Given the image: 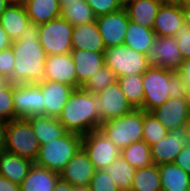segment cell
<instances>
[{
  "label": "cell",
  "instance_id": "obj_1",
  "mask_svg": "<svg viewBox=\"0 0 190 191\" xmlns=\"http://www.w3.org/2000/svg\"><path fill=\"white\" fill-rule=\"evenodd\" d=\"M38 33L39 25L30 23L22 36L11 44L15 55L13 84L43 80L47 55L39 42Z\"/></svg>",
  "mask_w": 190,
  "mask_h": 191
},
{
  "label": "cell",
  "instance_id": "obj_2",
  "mask_svg": "<svg viewBox=\"0 0 190 191\" xmlns=\"http://www.w3.org/2000/svg\"><path fill=\"white\" fill-rule=\"evenodd\" d=\"M101 102L97 95L88 92L82 87L75 88L58 121L64 126L67 132L80 135L99 129Z\"/></svg>",
  "mask_w": 190,
  "mask_h": 191
},
{
  "label": "cell",
  "instance_id": "obj_3",
  "mask_svg": "<svg viewBox=\"0 0 190 191\" xmlns=\"http://www.w3.org/2000/svg\"><path fill=\"white\" fill-rule=\"evenodd\" d=\"M144 88L143 105L140 109L151 112L169 98L185 97V81L177 71L150 66L142 74Z\"/></svg>",
  "mask_w": 190,
  "mask_h": 191
},
{
  "label": "cell",
  "instance_id": "obj_4",
  "mask_svg": "<svg viewBox=\"0 0 190 191\" xmlns=\"http://www.w3.org/2000/svg\"><path fill=\"white\" fill-rule=\"evenodd\" d=\"M81 147L82 135L66 132L60 138L41 145L34 163L60 173Z\"/></svg>",
  "mask_w": 190,
  "mask_h": 191
},
{
  "label": "cell",
  "instance_id": "obj_5",
  "mask_svg": "<svg viewBox=\"0 0 190 191\" xmlns=\"http://www.w3.org/2000/svg\"><path fill=\"white\" fill-rule=\"evenodd\" d=\"M143 109L103 122L99 129L120 149L142 140Z\"/></svg>",
  "mask_w": 190,
  "mask_h": 191
},
{
  "label": "cell",
  "instance_id": "obj_6",
  "mask_svg": "<svg viewBox=\"0 0 190 191\" xmlns=\"http://www.w3.org/2000/svg\"><path fill=\"white\" fill-rule=\"evenodd\" d=\"M40 144L27 119H14L6 123L5 151L35 162Z\"/></svg>",
  "mask_w": 190,
  "mask_h": 191
},
{
  "label": "cell",
  "instance_id": "obj_7",
  "mask_svg": "<svg viewBox=\"0 0 190 191\" xmlns=\"http://www.w3.org/2000/svg\"><path fill=\"white\" fill-rule=\"evenodd\" d=\"M73 27L62 17L39 25V42L47 56L71 52Z\"/></svg>",
  "mask_w": 190,
  "mask_h": 191
},
{
  "label": "cell",
  "instance_id": "obj_8",
  "mask_svg": "<svg viewBox=\"0 0 190 191\" xmlns=\"http://www.w3.org/2000/svg\"><path fill=\"white\" fill-rule=\"evenodd\" d=\"M104 65L111 69L117 78L143 74L150 66L147 55L129 47L118 45L104 51Z\"/></svg>",
  "mask_w": 190,
  "mask_h": 191
},
{
  "label": "cell",
  "instance_id": "obj_9",
  "mask_svg": "<svg viewBox=\"0 0 190 191\" xmlns=\"http://www.w3.org/2000/svg\"><path fill=\"white\" fill-rule=\"evenodd\" d=\"M82 148L95 170H103L121 156V150L100 130L82 136Z\"/></svg>",
  "mask_w": 190,
  "mask_h": 191
},
{
  "label": "cell",
  "instance_id": "obj_10",
  "mask_svg": "<svg viewBox=\"0 0 190 191\" xmlns=\"http://www.w3.org/2000/svg\"><path fill=\"white\" fill-rule=\"evenodd\" d=\"M42 90L38 83L13 84L15 119L45 116Z\"/></svg>",
  "mask_w": 190,
  "mask_h": 191
},
{
  "label": "cell",
  "instance_id": "obj_11",
  "mask_svg": "<svg viewBox=\"0 0 190 191\" xmlns=\"http://www.w3.org/2000/svg\"><path fill=\"white\" fill-rule=\"evenodd\" d=\"M175 37L156 36L150 47L147 58L149 66H157L177 71L183 61L181 51Z\"/></svg>",
  "mask_w": 190,
  "mask_h": 191
},
{
  "label": "cell",
  "instance_id": "obj_12",
  "mask_svg": "<svg viewBox=\"0 0 190 191\" xmlns=\"http://www.w3.org/2000/svg\"><path fill=\"white\" fill-rule=\"evenodd\" d=\"M105 48L123 45L130 22L125 8L96 18Z\"/></svg>",
  "mask_w": 190,
  "mask_h": 191
},
{
  "label": "cell",
  "instance_id": "obj_13",
  "mask_svg": "<svg viewBox=\"0 0 190 191\" xmlns=\"http://www.w3.org/2000/svg\"><path fill=\"white\" fill-rule=\"evenodd\" d=\"M190 142L187 127L170 131L164 138L151 146V158L153 164L173 163L184 146Z\"/></svg>",
  "mask_w": 190,
  "mask_h": 191
},
{
  "label": "cell",
  "instance_id": "obj_14",
  "mask_svg": "<svg viewBox=\"0 0 190 191\" xmlns=\"http://www.w3.org/2000/svg\"><path fill=\"white\" fill-rule=\"evenodd\" d=\"M151 113L169 132L186 127L190 120V108L185 97L169 98Z\"/></svg>",
  "mask_w": 190,
  "mask_h": 191
},
{
  "label": "cell",
  "instance_id": "obj_15",
  "mask_svg": "<svg viewBox=\"0 0 190 191\" xmlns=\"http://www.w3.org/2000/svg\"><path fill=\"white\" fill-rule=\"evenodd\" d=\"M97 96L101 102V123L121 117L134 109L127 101L118 81L108 86L105 90L97 94Z\"/></svg>",
  "mask_w": 190,
  "mask_h": 191
},
{
  "label": "cell",
  "instance_id": "obj_16",
  "mask_svg": "<svg viewBox=\"0 0 190 191\" xmlns=\"http://www.w3.org/2000/svg\"><path fill=\"white\" fill-rule=\"evenodd\" d=\"M188 18V10L179 4L163 3L158 10L152 30L156 36L174 37Z\"/></svg>",
  "mask_w": 190,
  "mask_h": 191
},
{
  "label": "cell",
  "instance_id": "obj_17",
  "mask_svg": "<svg viewBox=\"0 0 190 191\" xmlns=\"http://www.w3.org/2000/svg\"><path fill=\"white\" fill-rule=\"evenodd\" d=\"M95 168L88 158L87 153L81 147L73 158L59 173L60 179L72 186H89L94 175Z\"/></svg>",
  "mask_w": 190,
  "mask_h": 191
},
{
  "label": "cell",
  "instance_id": "obj_18",
  "mask_svg": "<svg viewBox=\"0 0 190 191\" xmlns=\"http://www.w3.org/2000/svg\"><path fill=\"white\" fill-rule=\"evenodd\" d=\"M37 83L41 86L43 93L42 100L45 107V116L58 118L75 88L49 80H42Z\"/></svg>",
  "mask_w": 190,
  "mask_h": 191
},
{
  "label": "cell",
  "instance_id": "obj_19",
  "mask_svg": "<svg viewBox=\"0 0 190 191\" xmlns=\"http://www.w3.org/2000/svg\"><path fill=\"white\" fill-rule=\"evenodd\" d=\"M43 80L64 83L76 88L75 64L71 54L47 56Z\"/></svg>",
  "mask_w": 190,
  "mask_h": 191
},
{
  "label": "cell",
  "instance_id": "obj_20",
  "mask_svg": "<svg viewBox=\"0 0 190 191\" xmlns=\"http://www.w3.org/2000/svg\"><path fill=\"white\" fill-rule=\"evenodd\" d=\"M75 64L76 88L82 87L88 79L104 66V52L71 50Z\"/></svg>",
  "mask_w": 190,
  "mask_h": 191
},
{
  "label": "cell",
  "instance_id": "obj_21",
  "mask_svg": "<svg viewBox=\"0 0 190 191\" xmlns=\"http://www.w3.org/2000/svg\"><path fill=\"white\" fill-rule=\"evenodd\" d=\"M72 50L104 52L106 50L96 21L73 27Z\"/></svg>",
  "mask_w": 190,
  "mask_h": 191
},
{
  "label": "cell",
  "instance_id": "obj_22",
  "mask_svg": "<svg viewBox=\"0 0 190 191\" xmlns=\"http://www.w3.org/2000/svg\"><path fill=\"white\" fill-rule=\"evenodd\" d=\"M162 4L161 0H130L123 7L131 22L152 29Z\"/></svg>",
  "mask_w": 190,
  "mask_h": 191
},
{
  "label": "cell",
  "instance_id": "obj_23",
  "mask_svg": "<svg viewBox=\"0 0 190 191\" xmlns=\"http://www.w3.org/2000/svg\"><path fill=\"white\" fill-rule=\"evenodd\" d=\"M0 23L10 40H18L31 21L28 18L24 5L9 4L0 15Z\"/></svg>",
  "mask_w": 190,
  "mask_h": 191
},
{
  "label": "cell",
  "instance_id": "obj_24",
  "mask_svg": "<svg viewBox=\"0 0 190 191\" xmlns=\"http://www.w3.org/2000/svg\"><path fill=\"white\" fill-rule=\"evenodd\" d=\"M59 179V173L33 163L20 184V191H53Z\"/></svg>",
  "mask_w": 190,
  "mask_h": 191
},
{
  "label": "cell",
  "instance_id": "obj_25",
  "mask_svg": "<svg viewBox=\"0 0 190 191\" xmlns=\"http://www.w3.org/2000/svg\"><path fill=\"white\" fill-rule=\"evenodd\" d=\"M33 163L31 160L4 151L0 153V175L20 185Z\"/></svg>",
  "mask_w": 190,
  "mask_h": 191
},
{
  "label": "cell",
  "instance_id": "obj_26",
  "mask_svg": "<svg viewBox=\"0 0 190 191\" xmlns=\"http://www.w3.org/2000/svg\"><path fill=\"white\" fill-rule=\"evenodd\" d=\"M23 5L29 20L36 25L61 17L58 0H26Z\"/></svg>",
  "mask_w": 190,
  "mask_h": 191
},
{
  "label": "cell",
  "instance_id": "obj_27",
  "mask_svg": "<svg viewBox=\"0 0 190 191\" xmlns=\"http://www.w3.org/2000/svg\"><path fill=\"white\" fill-rule=\"evenodd\" d=\"M161 191H189L190 174L174 163L159 165Z\"/></svg>",
  "mask_w": 190,
  "mask_h": 191
},
{
  "label": "cell",
  "instance_id": "obj_28",
  "mask_svg": "<svg viewBox=\"0 0 190 191\" xmlns=\"http://www.w3.org/2000/svg\"><path fill=\"white\" fill-rule=\"evenodd\" d=\"M27 120L31 123L40 146L47 144L55 138H60L67 132L56 117L33 116Z\"/></svg>",
  "mask_w": 190,
  "mask_h": 191
},
{
  "label": "cell",
  "instance_id": "obj_29",
  "mask_svg": "<svg viewBox=\"0 0 190 191\" xmlns=\"http://www.w3.org/2000/svg\"><path fill=\"white\" fill-rule=\"evenodd\" d=\"M156 39V34L152 29L129 22L127 34L123 44L137 52L148 55L150 47Z\"/></svg>",
  "mask_w": 190,
  "mask_h": 191
},
{
  "label": "cell",
  "instance_id": "obj_30",
  "mask_svg": "<svg viewBox=\"0 0 190 191\" xmlns=\"http://www.w3.org/2000/svg\"><path fill=\"white\" fill-rule=\"evenodd\" d=\"M130 191H161L159 167L152 164L148 167L137 168Z\"/></svg>",
  "mask_w": 190,
  "mask_h": 191
},
{
  "label": "cell",
  "instance_id": "obj_31",
  "mask_svg": "<svg viewBox=\"0 0 190 191\" xmlns=\"http://www.w3.org/2000/svg\"><path fill=\"white\" fill-rule=\"evenodd\" d=\"M104 170L121 191H130L136 168L131 166L122 156L116 158Z\"/></svg>",
  "mask_w": 190,
  "mask_h": 191
},
{
  "label": "cell",
  "instance_id": "obj_32",
  "mask_svg": "<svg viewBox=\"0 0 190 191\" xmlns=\"http://www.w3.org/2000/svg\"><path fill=\"white\" fill-rule=\"evenodd\" d=\"M61 17L66 19L73 26L96 21V17L91 10V7L85 0H76L62 6Z\"/></svg>",
  "mask_w": 190,
  "mask_h": 191
},
{
  "label": "cell",
  "instance_id": "obj_33",
  "mask_svg": "<svg viewBox=\"0 0 190 191\" xmlns=\"http://www.w3.org/2000/svg\"><path fill=\"white\" fill-rule=\"evenodd\" d=\"M127 101L134 109H140L143 105L144 88L142 74H131L117 78Z\"/></svg>",
  "mask_w": 190,
  "mask_h": 191
},
{
  "label": "cell",
  "instance_id": "obj_34",
  "mask_svg": "<svg viewBox=\"0 0 190 191\" xmlns=\"http://www.w3.org/2000/svg\"><path fill=\"white\" fill-rule=\"evenodd\" d=\"M121 156L136 169L148 167L153 164L151 147L143 140L134 142L122 149Z\"/></svg>",
  "mask_w": 190,
  "mask_h": 191
},
{
  "label": "cell",
  "instance_id": "obj_35",
  "mask_svg": "<svg viewBox=\"0 0 190 191\" xmlns=\"http://www.w3.org/2000/svg\"><path fill=\"white\" fill-rule=\"evenodd\" d=\"M143 137L150 147L164 138L169 131L161 124V122L151 113L143 110Z\"/></svg>",
  "mask_w": 190,
  "mask_h": 191
},
{
  "label": "cell",
  "instance_id": "obj_36",
  "mask_svg": "<svg viewBox=\"0 0 190 191\" xmlns=\"http://www.w3.org/2000/svg\"><path fill=\"white\" fill-rule=\"evenodd\" d=\"M116 81L117 77L115 73L104 65L88 79L82 88L94 95H97L108 86L113 85Z\"/></svg>",
  "mask_w": 190,
  "mask_h": 191
},
{
  "label": "cell",
  "instance_id": "obj_37",
  "mask_svg": "<svg viewBox=\"0 0 190 191\" xmlns=\"http://www.w3.org/2000/svg\"><path fill=\"white\" fill-rule=\"evenodd\" d=\"M15 119L13 105V83L0 89V121L9 122Z\"/></svg>",
  "mask_w": 190,
  "mask_h": 191
},
{
  "label": "cell",
  "instance_id": "obj_38",
  "mask_svg": "<svg viewBox=\"0 0 190 191\" xmlns=\"http://www.w3.org/2000/svg\"><path fill=\"white\" fill-rule=\"evenodd\" d=\"M90 191H121L106 170H95L89 183Z\"/></svg>",
  "mask_w": 190,
  "mask_h": 191
},
{
  "label": "cell",
  "instance_id": "obj_39",
  "mask_svg": "<svg viewBox=\"0 0 190 191\" xmlns=\"http://www.w3.org/2000/svg\"><path fill=\"white\" fill-rule=\"evenodd\" d=\"M96 18L123 8L120 0H85Z\"/></svg>",
  "mask_w": 190,
  "mask_h": 191
},
{
  "label": "cell",
  "instance_id": "obj_40",
  "mask_svg": "<svg viewBox=\"0 0 190 191\" xmlns=\"http://www.w3.org/2000/svg\"><path fill=\"white\" fill-rule=\"evenodd\" d=\"M174 37L177 39L182 58H190V18L182 24Z\"/></svg>",
  "mask_w": 190,
  "mask_h": 191
},
{
  "label": "cell",
  "instance_id": "obj_41",
  "mask_svg": "<svg viewBox=\"0 0 190 191\" xmlns=\"http://www.w3.org/2000/svg\"><path fill=\"white\" fill-rule=\"evenodd\" d=\"M15 55L12 47L0 51V74L9 79L12 83Z\"/></svg>",
  "mask_w": 190,
  "mask_h": 191
},
{
  "label": "cell",
  "instance_id": "obj_42",
  "mask_svg": "<svg viewBox=\"0 0 190 191\" xmlns=\"http://www.w3.org/2000/svg\"><path fill=\"white\" fill-rule=\"evenodd\" d=\"M173 163L190 174V142L183 147Z\"/></svg>",
  "mask_w": 190,
  "mask_h": 191
},
{
  "label": "cell",
  "instance_id": "obj_43",
  "mask_svg": "<svg viewBox=\"0 0 190 191\" xmlns=\"http://www.w3.org/2000/svg\"><path fill=\"white\" fill-rule=\"evenodd\" d=\"M177 72L182 76L185 83H190V58L183 59Z\"/></svg>",
  "mask_w": 190,
  "mask_h": 191
},
{
  "label": "cell",
  "instance_id": "obj_44",
  "mask_svg": "<svg viewBox=\"0 0 190 191\" xmlns=\"http://www.w3.org/2000/svg\"><path fill=\"white\" fill-rule=\"evenodd\" d=\"M0 191H20V185L0 175Z\"/></svg>",
  "mask_w": 190,
  "mask_h": 191
},
{
  "label": "cell",
  "instance_id": "obj_45",
  "mask_svg": "<svg viewBox=\"0 0 190 191\" xmlns=\"http://www.w3.org/2000/svg\"><path fill=\"white\" fill-rule=\"evenodd\" d=\"M11 44L12 41L10 40L0 23V51L7 49L11 46Z\"/></svg>",
  "mask_w": 190,
  "mask_h": 191
},
{
  "label": "cell",
  "instance_id": "obj_46",
  "mask_svg": "<svg viewBox=\"0 0 190 191\" xmlns=\"http://www.w3.org/2000/svg\"><path fill=\"white\" fill-rule=\"evenodd\" d=\"M6 123L0 121V153L5 151Z\"/></svg>",
  "mask_w": 190,
  "mask_h": 191
},
{
  "label": "cell",
  "instance_id": "obj_47",
  "mask_svg": "<svg viewBox=\"0 0 190 191\" xmlns=\"http://www.w3.org/2000/svg\"><path fill=\"white\" fill-rule=\"evenodd\" d=\"M53 191H72V185L59 179Z\"/></svg>",
  "mask_w": 190,
  "mask_h": 191
},
{
  "label": "cell",
  "instance_id": "obj_48",
  "mask_svg": "<svg viewBox=\"0 0 190 191\" xmlns=\"http://www.w3.org/2000/svg\"><path fill=\"white\" fill-rule=\"evenodd\" d=\"M185 99L188 102L190 108V83L185 84Z\"/></svg>",
  "mask_w": 190,
  "mask_h": 191
},
{
  "label": "cell",
  "instance_id": "obj_49",
  "mask_svg": "<svg viewBox=\"0 0 190 191\" xmlns=\"http://www.w3.org/2000/svg\"><path fill=\"white\" fill-rule=\"evenodd\" d=\"M176 4H179L182 8L186 10L190 9V0H179Z\"/></svg>",
  "mask_w": 190,
  "mask_h": 191
},
{
  "label": "cell",
  "instance_id": "obj_50",
  "mask_svg": "<svg viewBox=\"0 0 190 191\" xmlns=\"http://www.w3.org/2000/svg\"><path fill=\"white\" fill-rule=\"evenodd\" d=\"M9 83V79L0 74V89L6 87Z\"/></svg>",
  "mask_w": 190,
  "mask_h": 191
},
{
  "label": "cell",
  "instance_id": "obj_51",
  "mask_svg": "<svg viewBox=\"0 0 190 191\" xmlns=\"http://www.w3.org/2000/svg\"><path fill=\"white\" fill-rule=\"evenodd\" d=\"M9 3L6 0H0V15L6 10Z\"/></svg>",
  "mask_w": 190,
  "mask_h": 191
},
{
  "label": "cell",
  "instance_id": "obj_52",
  "mask_svg": "<svg viewBox=\"0 0 190 191\" xmlns=\"http://www.w3.org/2000/svg\"><path fill=\"white\" fill-rule=\"evenodd\" d=\"M72 191H90L89 186H72Z\"/></svg>",
  "mask_w": 190,
  "mask_h": 191
},
{
  "label": "cell",
  "instance_id": "obj_53",
  "mask_svg": "<svg viewBox=\"0 0 190 191\" xmlns=\"http://www.w3.org/2000/svg\"><path fill=\"white\" fill-rule=\"evenodd\" d=\"M9 4L23 5L26 0H6Z\"/></svg>",
  "mask_w": 190,
  "mask_h": 191
},
{
  "label": "cell",
  "instance_id": "obj_54",
  "mask_svg": "<svg viewBox=\"0 0 190 191\" xmlns=\"http://www.w3.org/2000/svg\"><path fill=\"white\" fill-rule=\"evenodd\" d=\"M58 1H59L60 5H61V7H62V6H64V5H66V4H68V3L74 2V1H76V0H58Z\"/></svg>",
  "mask_w": 190,
  "mask_h": 191
},
{
  "label": "cell",
  "instance_id": "obj_55",
  "mask_svg": "<svg viewBox=\"0 0 190 191\" xmlns=\"http://www.w3.org/2000/svg\"><path fill=\"white\" fill-rule=\"evenodd\" d=\"M163 3H172L176 4L179 0H161Z\"/></svg>",
  "mask_w": 190,
  "mask_h": 191
},
{
  "label": "cell",
  "instance_id": "obj_56",
  "mask_svg": "<svg viewBox=\"0 0 190 191\" xmlns=\"http://www.w3.org/2000/svg\"><path fill=\"white\" fill-rule=\"evenodd\" d=\"M187 130H188V133H189V137H190V120L188 121V123H187Z\"/></svg>",
  "mask_w": 190,
  "mask_h": 191
},
{
  "label": "cell",
  "instance_id": "obj_57",
  "mask_svg": "<svg viewBox=\"0 0 190 191\" xmlns=\"http://www.w3.org/2000/svg\"><path fill=\"white\" fill-rule=\"evenodd\" d=\"M121 1V3L124 5L125 3H127L128 1H130V0H120Z\"/></svg>",
  "mask_w": 190,
  "mask_h": 191
}]
</instances>
